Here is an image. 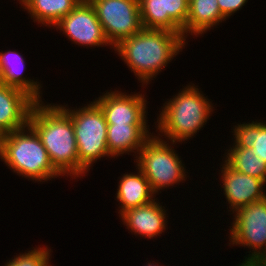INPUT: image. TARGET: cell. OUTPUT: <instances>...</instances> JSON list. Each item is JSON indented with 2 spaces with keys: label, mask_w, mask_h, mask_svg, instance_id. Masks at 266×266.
Masks as SVG:
<instances>
[{
  "label": "cell",
  "mask_w": 266,
  "mask_h": 266,
  "mask_svg": "<svg viewBox=\"0 0 266 266\" xmlns=\"http://www.w3.org/2000/svg\"><path fill=\"white\" fill-rule=\"evenodd\" d=\"M219 5V10L221 14L229 19L231 15L240 11L244 5L247 4L248 0H217Z\"/></svg>",
  "instance_id": "cell-24"
},
{
  "label": "cell",
  "mask_w": 266,
  "mask_h": 266,
  "mask_svg": "<svg viewBox=\"0 0 266 266\" xmlns=\"http://www.w3.org/2000/svg\"><path fill=\"white\" fill-rule=\"evenodd\" d=\"M81 0H26L21 6L28 17L38 25L54 27L64 16L72 11Z\"/></svg>",
  "instance_id": "cell-18"
},
{
  "label": "cell",
  "mask_w": 266,
  "mask_h": 266,
  "mask_svg": "<svg viewBox=\"0 0 266 266\" xmlns=\"http://www.w3.org/2000/svg\"><path fill=\"white\" fill-rule=\"evenodd\" d=\"M102 25L106 39L114 48L142 28L139 0H89Z\"/></svg>",
  "instance_id": "cell-7"
},
{
  "label": "cell",
  "mask_w": 266,
  "mask_h": 266,
  "mask_svg": "<svg viewBox=\"0 0 266 266\" xmlns=\"http://www.w3.org/2000/svg\"><path fill=\"white\" fill-rule=\"evenodd\" d=\"M71 118L76 144L78 149L79 164L89 173L94 163L101 158H113L107 147V128L101 108L94 102L71 107L68 104H58ZM74 108V109H73Z\"/></svg>",
  "instance_id": "cell-6"
},
{
  "label": "cell",
  "mask_w": 266,
  "mask_h": 266,
  "mask_svg": "<svg viewBox=\"0 0 266 266\" xmlns=\"http://www.w3.org/2000/svg\"><path fill=\"white\" fill-rule=\"evenodd\" d=\"M105 92L93 101L101 108L107 124H148L146 93L128 94L116 88Z\"/></svg>",
  "instance_id": "cell-10"
},
{
  "label": "cell",
  "mask_w": 266,
  "mask_h": 266,
  "mask_svg": "<svg viewBox=\"0 0 266 266\" xmlns=\"http://www.w3.org/2000/svg\"><path fill=\"white\" fill-rule=\"evenodd\" d=\"M257 257L266 261V246L264 250Z\"/></svg>",
  "instance_id": "cell-26"
},
{
  "label": "cell",
  "mask_w": 266,
  "mask_h": 266,
  "mask_svg": "<svg viewBox=\"0 0 266 266\" xmlns=\"http://www.w3.org/2000/svg\"><path fill=\"white\" fill-rule=\"evenodd\" d=\"M25 59L23 54L14 50L0 51V82L24 90L30 95L36 102L44 101L43 90L41 89L43 84L38 79H31L24 73ZM25 74V76H24ZM34 79L36 81H34ZM42 90V91H41ZM43 98V99H42Z\"/></svg>",
  "instance_id": "cell-14"
},
{
  "label": "cell",
  "mask_w": 266,
  "mask_h": 266,
  "mask_svg": "<svg viewBox=\"0 0 266 266\" xmlns=\"http://www.w3.org/2000/svg\"><path fill=\"white\" fill-rule=\"evenodd\" d=\"M0 159L13 173L34 183L62 178L51 164L40 137L29 124L0 136Z\"/></svg>",
  "instance_id": "cell-4"
},
{
  "label": "cell",
  "mask_w": 266,
  "mask_h": 266,
  "mask_svg": "<svg viewBox=\"0 0 266 266\" xmlns=\"http://www.w3.org/2000/svg\"><path fill=\"white\" fill-rule=\"evenodd\" d=\"M218 170L221 191L226 199L227 209L232 215L238 209L266 198V184L258 178L241 173L231 168L224 160ZM222 166V167H221ZM264 186V187H263Z\"/></svg>",
  "instance_id": "cell-11"
},
{
  "label": "cell",
  "mask_w": 266,
  "mask_h": 266,
  "mask_svg": "<svg viewBox=\"0 0 266 266\" xmlns=\"http://www.w3.org/2000/svg\"><path fill=\"white\" fill-rule=\"evenodd\" d=\"M233 144L236 147L252 148L254 154L266 163V121L257 120L233 125Z\"/></svg>",
  "instance_id": "cell-19"
},
{
  "label": "cell",
  "mask_w": 266,
  "mask_h": 266,
  "mask_svg": "<svg viewBox=\"0 0 266 266\" xmlns=\"http://www.w3.org/2000/svg\"><path fill=\"white\" fill-rule=\"evenodd\" d=\"M188 42L183 34L142 28L137 34L123 39L113 50L144 88L185 49Z\"/></svg>",
  "instance_id": "cell-2"
},
{
  "label": "cell",
  "mask_w": 266,
  "mask_h": 266,
  "mask_svg": "<svg viewBox=\"0 0 266 266\" xmlns=\"http://www.w3.org/2000/svg\"><path fill=\"white\" fill-rule=\"evenodd\" d=\"M158 200V201H157ZM159 198H155L148 204L127 209L119 217L126 229L136 237L142 238H161V234L168 229V209L162 206ZM168 215V216H167ZM168 217V218H167Z\"/></svg>",
  "instance_id": "cell-12"
},
{
  "label": "cell",
  "mask_w": 266,
  "mask_h": 266,
  "mask_svg": "<svg viewBox=\"0 0 266 266\" xmlns=\"http://www.w3.org/2000/svg\"><path fill=\"white\" fill-rule=\"evenodd\" d=\"M148 124H108L107 147L115 159L123 154L137 157L145 141L154 133Z\"/></svg>",
  "instance_id": "cell-15"
},
{
  "label": "cell",
  "mask_w": 266,
  "mask_h": 266,
  "mask_svg": "<svg viewBox=\"0 0 266 266\" xmlns=\"http://www.w3.org/2000/svg\"><path fill=\"white\" fill-rule=\"evenodd\" d=\"M223 155V160L231 168L246 175L261 179L266 184V163L263 159L254 154L252 148L236 147L232 143L227 150L225 148V153Z\"/></svg>",
  "instance_id": "cell-20"
},
{
  "label": "cell",
  "mask_w": 266,
  "mask_h": 266,
  "mask_svg": "<svg viewBox=\"0 0 266 266\" xmlns=\"http://www.w3.org/2000/svg\"><path fill=\"white\" fill-rule=\"evenodd\" d=\"M35 102L24 90L0 82V136L24 128Z\"/></svg>",
  "instance_id": "cell-13"
},
{
  "label": "cell",
  "mask_w": 266,
  "mask_h": 266,
  "mask_svg": "<svg viewBox=\"0 0 266 266\" xmlns=\"http://www.w3.org/2000/svg\"><path fill=\"white\" fill-rule=\"evenodd\" d=\"M192 82L183 86L170 99L162 103L155 123L158 137L163 140L182 144L197 135L210 116L214 114V103L204 96V92Z\"/></svg>",
  "instance_id": "cell-3"
},
{
  "label": "cell",
  "mask_w": 266,
  "mask_h": 266,
  "mask_svg": "<svg viewBox=\"0 0 266 266\" xmlns=\"http://www.w3.org/2000/svg\"><path fill=\"white\" fill-rule=\"evenodd\" d=\"M186 22V40L199 37L227 19L221 14L217 0H189ZM215 26V27H214ZM190 35H189V34Z\"/></svg>",
  "instance_id": "cell-17"
},
{
  "label": "cell",
  "mask_w": 266,
  "mask_h": 266,
  "mask_svg": "<svg viewBox=\"0 0 266 266\" xmlns=\"http://www.w3.org/2000/svg\"><path fill=\"white\" fill-rule=\"evenodd\" d=\"M176 144L179 143L163 140L153 133L134 159V164L143 172L155 195L161 194L164 189L177 187L189 178L182 157L174 149Z\"/></svg>",
  "instance_id": "cell-5"
},
{
  "label": "cell",
  "mask_w": 266,
  "mask_h": 266,
  "mask_svg": "<svg viewBox=\"0 0 266 266\" xmlns=\"http://www.w3.org/2000/svg\"><path fill=\"white\" fill-rule=\"evenodd\" d=\"M62 33L68 41L78 46L110 47L114 49L105 37L96 11L89 0H81L80 3L64 16L52 29Z\"/></svg>",
  "instance_id": "cell-9"
},
{
  "label": "cell",
  "mask_w": 266,
  "mask_h": 266,
  "mask_svg": "<svg viewBox=\"0 0 266 266\" xmlns=\"http://www.w3.org/2000/svg\"><path fill=\"white\" fill-rule=\"evenodd\" d=\"M28 124L40 137L51 164L62 176L81 179L88 175L79 164L72 120L57 102H35Z\"/></svg>",
  "instance_id": "cell-1"
},
{
  "label": "cell",
  "mask_w": 266,
  "mask_h": 266,
  "mask_svg": "<svg viewBox=\"0 0 266 266\" xmlns=\"http://www.w3.org/2000/svg\"><path fill=\"white\" fill-rule=\"evenodd\" d=\"M139 9L143 28L182 34V30L168 17L164 0H139Z\"/></svg>",
  "instance_id": "cell-21"
},
{
  "label": "cell",
  "mask_w": 266,
  "mask_h": 266,
  "mask_svg": "<svg viewBox=\"0 0 266 266\" xmlns=\"http://www.w3.org/2000/svg\"><path fill=\"white\" fill-rule=\"evenodd\" d=\"M168 17L182 30L186 39V22L188 18L189 0H164Z\"/></svg>",
  "instance_id": "cell-23"
},
{
  "label": "cell",
  "mask_w": 266,
  "mask_h": 266,
  "mask_svg": "<svg viewBox=\"0 0 266 266\" xmlns=\"http://www.w3.org/2000/svg\"><path fill=\"white\" fill-rule=\"evenodd\" d=\"M148 263L145 264L144 266H162V265H159V262H151V261H147ZM164 266V265H163Z\"/></svg>",
  "instance_id": "cell-27"
},
{
  "label": "cell",
  "mask_w": 266,
  "mask_h": 266,
  "mask_svg": "<svg viewBox=\"0 0 266 266\" xmlns=\"http://www.w3.org/2000/svg\"><path fill=\"white\" fill-rule=\"evenodd\" d=\"M38 245L35 248L26 250L24 253L14 255L9 261L4 263V266H50L52 250L49 246Z\"/></svg>",
  "instance_id": "cell-22"
},
{
  "label": "cell",
  "mask_w": 266,
  "mask_h": 266,
  "mask_svg": "<svg viewBox=\"0 0 266 266\" xmlns=\"http://www.w3.org/2000/svg\"><path fill=\"white\" fill-rule=\"evenodd\" d=\"M242 263H238L236 266H266V261L258 257H246L244 256Z\"/></svg>",
  "instance_id": "cell-25"
},
{
  "label": "cell",
  "mask_w": 266,
  "mask_h": 266,
  "mask_svg": "<svg viewBox=\"0 0 266 266\" xmlns=\"http://www.w3.org/2000/svg\"><path fill=\"white\" fill-rule=\"evenodd\" d=\"M17 2L22 6L26 2V0H17Z\"/></svg>",
  "instance_id": "cell-28"
},
{
  "label": "cell",
  "mask_w": 266,
  "mask_h": 266,
  "mask_svg": "<svg viewBox=\"0 0 266 266\" xmlns=\"http://www.w3.org/2000/svg\"><path fill=\"white\" fill-rule=\"evenodd\" d=\"M136 173L125 172L118 179L116 201L118 203L119 216L127 209L150 203L156 197L150 188L149 181L143 172L135 165Z\"/></svg>",
  "instance_id": "cell-16"
},
{
  "label": "cell",
  "mask_w": 266,
  "mask_h": 266,
  "mask_svg": "<svg viewBox=\"0 0 266 266\" xmlns=\"http://www.w3.org/2000/svg\"><path fill=\"white\" fill-rule=\"evenodd\" d=\"M231 220L229 246L249 248L247 257H257L266 246V198L238 209Z\"/></svg>",
  "instance_id": "cell-8"
}]
</instances>
